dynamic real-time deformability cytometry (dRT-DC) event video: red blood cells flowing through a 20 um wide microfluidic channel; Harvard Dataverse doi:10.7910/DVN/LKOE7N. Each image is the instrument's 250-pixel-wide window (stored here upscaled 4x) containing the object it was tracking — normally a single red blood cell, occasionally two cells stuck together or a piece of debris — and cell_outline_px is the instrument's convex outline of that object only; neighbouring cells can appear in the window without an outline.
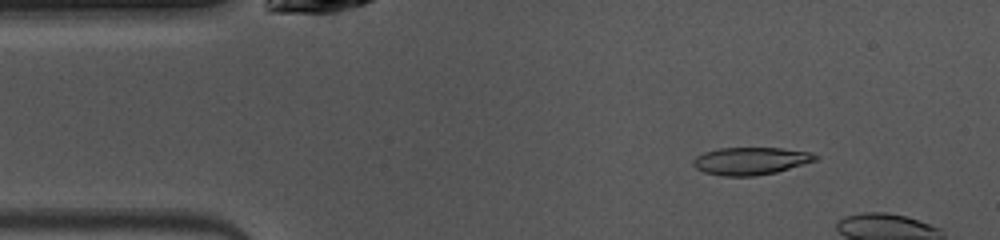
{"species": "common noctule bat (a hibernating species)", "species_latin": "Nyctalus noctula", "temperature_condition": "warm", "stored_images_in_passage": 11, "camera_frame_rate_fps": 3000, "um_per_image_px": 0.085, "animal": {"sex": "female", "body_mass_g": 10.0, "forearm_length_mm": 53.1}, "frame": {"image": 1, "passage_image": 5, "time_ms": 1.333, "image_size_px": [1000, 240], "cell_outline_px": [[820, 156], [816, 160], [776, 172], [756, 176], [724, 176], [704, 172], [696, 168], [692, 164], [692, 160], [696, 156], [704, 152], [720, 148], [780, 148], [812, 152]], "centroid_in_image_um": [63.8, 13.68], "position_along_channel_um": 21.2, "area_um2": 19.59}}